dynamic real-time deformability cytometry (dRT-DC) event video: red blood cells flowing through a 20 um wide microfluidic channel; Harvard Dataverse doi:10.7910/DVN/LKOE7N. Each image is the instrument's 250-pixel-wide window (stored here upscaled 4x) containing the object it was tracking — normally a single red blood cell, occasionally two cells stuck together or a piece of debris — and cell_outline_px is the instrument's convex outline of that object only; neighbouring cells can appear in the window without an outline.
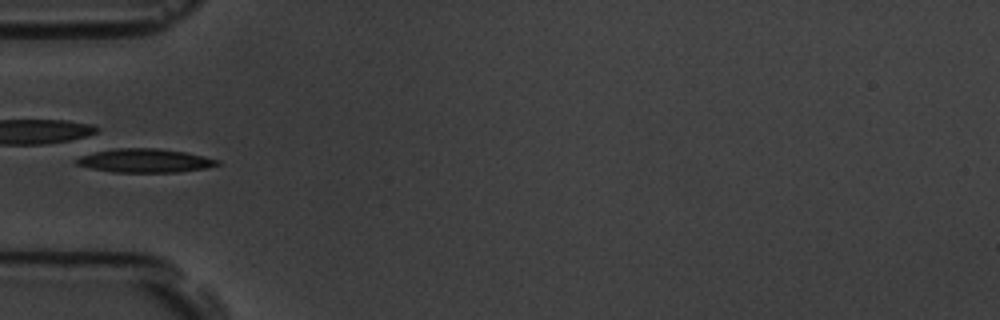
{"species": "common noctule bat (a hibernating species)", "species_latin": "Nyctalus noctula", "temperature_condition": "room temperature", "stored_images_in_passage": 6, "camera_frame_rate_fps": 3000, "um_per_image_px": 0.085, "animal": {"sex": "male", "body_mass_g": 19.5, "forearm_length_mm": 54.6}, "frame": {"image": 1, "passage_image": 6, "time_ms": 5.333, "image_size_px": [1000, 320], "cell_outline_px": [[220, 164], [208, 168], [176, 172], [112, 172], [92, 168], [76, 164], [72, 160], [80, 156], [112, 148], [156, 148], [184, 152], [204, 156], [220, 160]], "centroid_in_image_um": [12.32, 13.65], "position_along_channel_um": 72.7, "area_um2": 19.48}}